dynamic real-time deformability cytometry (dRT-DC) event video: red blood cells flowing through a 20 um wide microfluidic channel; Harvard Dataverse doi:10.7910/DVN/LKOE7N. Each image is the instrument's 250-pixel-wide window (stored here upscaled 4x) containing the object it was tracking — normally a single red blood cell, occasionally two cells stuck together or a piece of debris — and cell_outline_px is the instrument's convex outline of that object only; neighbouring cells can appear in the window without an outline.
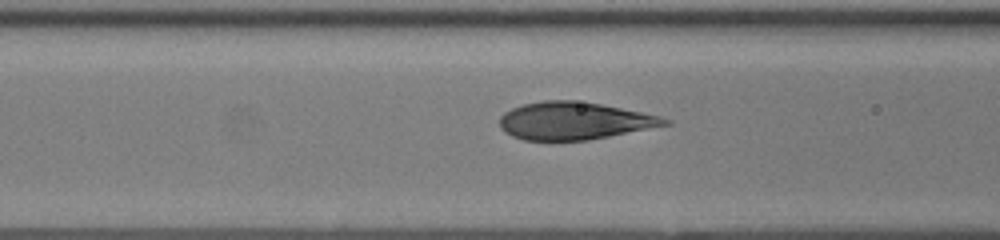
{"species": "human", "species_latin": "Homo sapiens", "temperature_condition": "room temperature", "stored_images_in_passage": 35, "camera_frame_rate_fps": 3000, "um_per_image_px": 0.085, "donor": {"sex": "female"}, "frame": {"image": 1, "passage_image": 13, "time_ms": 4.0, "image_size_px": [1000, 240], "cell_outline_px": [[672, 124], [588, 140], [524, 140], [512, 136], [504, 132], [500, 128], [500, 116], [504, 112], [512, 108], [524, 104], [544, 100], [572, 100], [600, 104], [660, 116], [672, 120]], "centroid_in_image_um": [48.79, 10.27], "position_along_channel_um": 117.8, "area_um2": 35.95}}
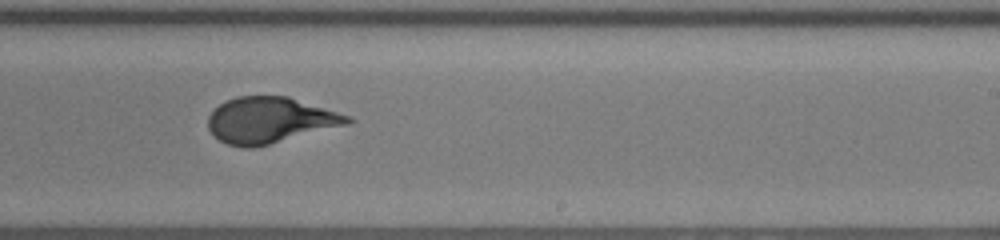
{"frame": {"image": 2, "passage_image": 22, "time_ms": 7.0, "image_size_px": [1000, 240], "cell_outline_px": [[356, 120], [348, 124], [252, 148], [244, 148], [228, 144], [220, 140], [208, 128], [208, 116], [220, 104], [236, 96], [288, 96], [348, 116]], "centroid_in_image_um": [22.92, 10.21], "position_along_channel_um": 266.1, "area_um2": 36.7}}
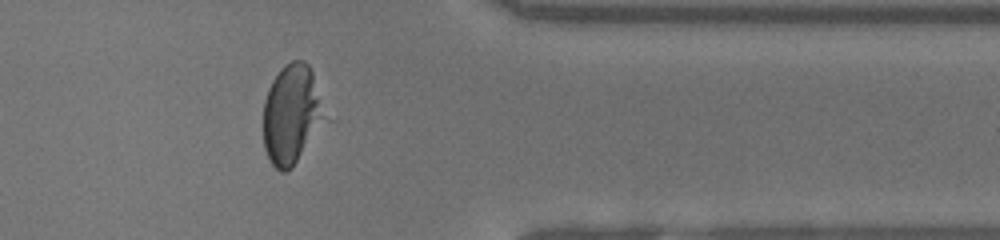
{"frame": {"image": 3, "passage_image": 30, "time_ms": 9.667, "image_size_px": [1000, 240], "cell_outline_px": [[332, 120], [292, 168], [288, 172], [280, 172], [272, 164], [264, 148], [264, 100], [268, 88], [272, 80], [280, 68], [284, 64], [292, 60], [304, 60], [308, 64], [312, 72]], "centroid_in_image_um": [24.9, 9.75], "position_along_channel_um": 386.5, "area_um2": 37.45}}